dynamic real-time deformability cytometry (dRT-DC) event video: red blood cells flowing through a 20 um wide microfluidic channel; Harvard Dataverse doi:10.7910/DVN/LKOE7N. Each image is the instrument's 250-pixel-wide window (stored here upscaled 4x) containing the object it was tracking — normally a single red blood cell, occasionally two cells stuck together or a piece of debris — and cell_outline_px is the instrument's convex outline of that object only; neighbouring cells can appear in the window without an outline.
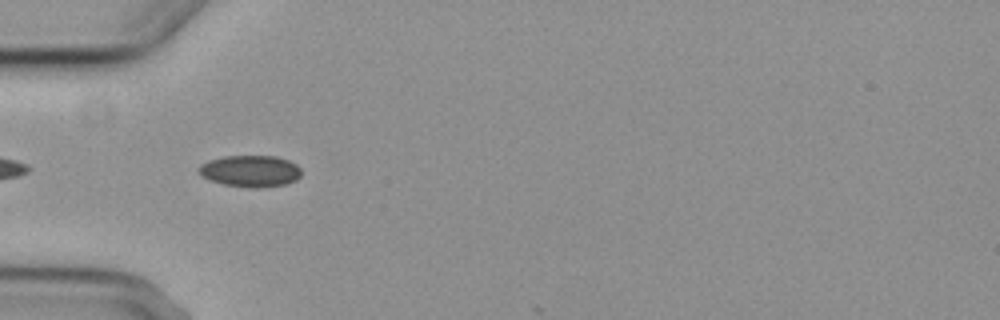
{"species": "common noctule bat (a hibernating species)", "species_latin": "Nyctalus noctula", "temperature_condition": "cold", "stored_images_in_passage": 7, "camera_frame_rate_fps": 3000, "um_per_image_px": 0.085, "animal": {"sex": "female", "body_mass_g": 29.2, "forearm_length_mm": 56.3}, "frame": {"image": 1, "passage_image": 3, "time_ms": 3.333, "image_size_px": [1000, 320], "cell_outline_px": [[300, 176], [296, 180], [284, 184], [256, 188], [248, 188], [224, 184], [200, 176], [200, 164], [208, 160], [224, 156], [276, 156], [288, 160], [296, 164], [300, 168]], "centroid_in_image_um": [21.28, 14.53], "position_along_channel_um": 63.7, "area_um2": 18.79}}
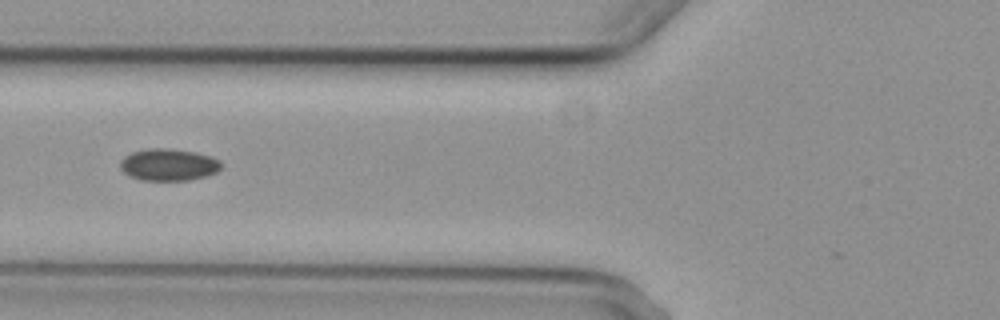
{"frame": {"image": 2, "passage_image": 4, "time_ms": 4.667, "image_size_px": [1000, 320], "cell_outline_px": [[220, 168], [216, 172], [208, 176], [188, 180], [140, 180], [128, 176], [120, 168], [120, 160], [124, 156], [132, 152], [148, 148], [168, 148], [196, 152], [212, 156], [220, 160]], "centroid_in_image_um": [14.31, 14.0], "position_along_channel_um": 111.5, "area_um2": 19.02}}
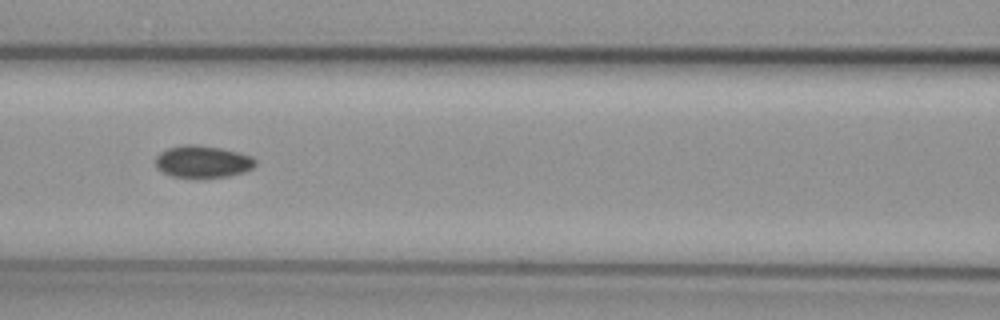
{"frame": {"image": 3, "passage_image": 5, "time_ms": 5.667, "image_size_px": [1000, 320], "cell_outline_px": [[256, 164], [252, 168], [244, 172], [228, 176], [172, 176], [164, 172], [156, 164], [156, 156], [160, 152], [168, 148], [184, 144], [196, 144], [220, 148], [240, 152], [252, 156], [256, 160]], "centroid_in_image_um": [17.27, 13.7], "position_along_channel_um": 149.3, "area_um2": 18.32}}